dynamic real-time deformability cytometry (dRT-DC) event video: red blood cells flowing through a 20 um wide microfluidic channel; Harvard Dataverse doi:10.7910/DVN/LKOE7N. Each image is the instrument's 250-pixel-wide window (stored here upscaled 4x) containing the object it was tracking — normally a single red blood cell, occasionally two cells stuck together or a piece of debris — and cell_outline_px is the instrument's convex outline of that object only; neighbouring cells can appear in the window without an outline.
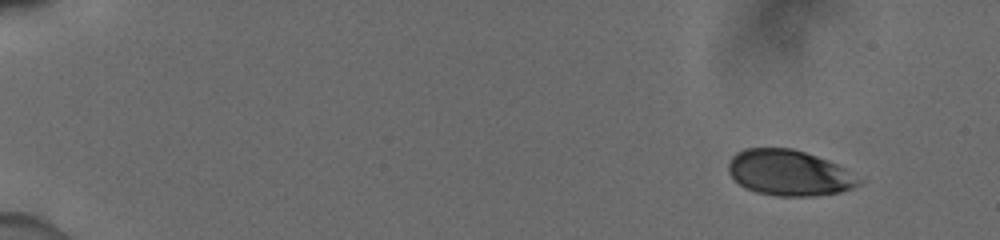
{"species": "human", "species_latin": "Homo sapiens", "temperature_condition": "cold", "stored_images_in_passage": 19, "camera_frame_rate_fps": 3000, "um_per_image_px": 0.085, "donor": {"sex": "male"}, "frame": {"image": 1, "passage_image": 4, "time_ms": 1.0, "image_size_px": [1000, 240], "cell_outline_px": [[840, 188], [828, 192], [772, 192], [736, 160], [744, 152], [772, 148], [800, 152], [816, 160]], "centroid_in_image_um": [66.92, 14.55], "position_along_channel_um": 18.1, "area_um2": 22.02}}